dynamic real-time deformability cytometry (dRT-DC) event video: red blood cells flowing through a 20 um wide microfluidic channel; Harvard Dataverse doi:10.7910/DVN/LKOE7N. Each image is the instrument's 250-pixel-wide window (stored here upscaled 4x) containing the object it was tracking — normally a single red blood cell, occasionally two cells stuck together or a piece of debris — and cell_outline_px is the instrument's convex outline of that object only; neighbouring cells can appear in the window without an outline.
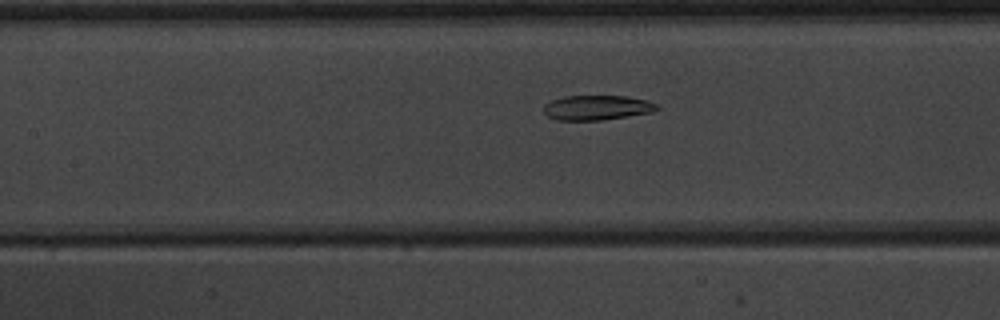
{"species": "common noctule bat (a hibernating species)", "species_latin": "Nyctalus noctula", "temperature_condition": "warm", "stored_images_in_passage": 6, "camera_frame_rate_fps": 3000, "um_per_image_px": 0.085, "animal": {"sex": "male", "body_mass_g": 20.1, "forearm_length_mm": 53.5}, "frame": {"image": 1, "passage_image": 5, "time_ms": 6.0, "image_size_px": [1000, 320], "cell_outline_px": [[660, 108], [652, 112], [604, 120], [556, 120], [548, 116], [544, 112], [544, 104], [552, 100], [564, 96], [628, 96], [648, 100], [660, 104]], "centroid_in_image_um": [50.79, 9.14], "position_along_channel_um": 156.6, "area_um2": 16.53}}
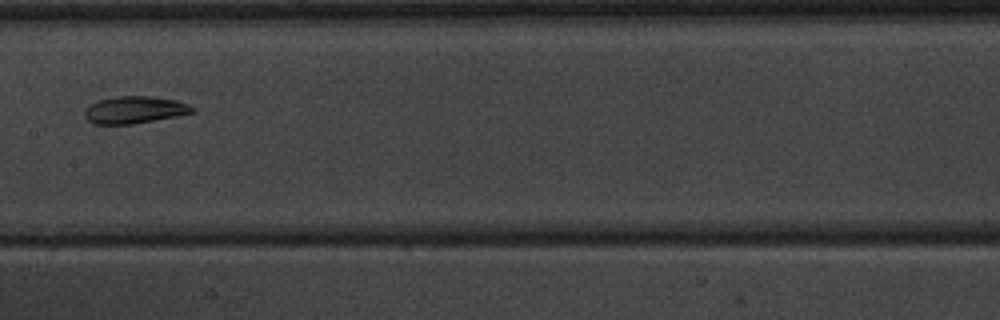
{"frame": {"image": 2, "passage_image": 6, "time_ms": 7.0, "image_size_px": [1000, 320], "cell_outline_px": [[196, 112], [176, 116], [132, 124], [92, 124], [84, 116], [84, 112], [96, 100], [116, 96], [152, 96], [176, 100], [188, 104], [196, 108]], "centroid_in_image_um": [11.46, 9.33], "position_along_channel_um": 195.9, "area_um2": 17.11}}